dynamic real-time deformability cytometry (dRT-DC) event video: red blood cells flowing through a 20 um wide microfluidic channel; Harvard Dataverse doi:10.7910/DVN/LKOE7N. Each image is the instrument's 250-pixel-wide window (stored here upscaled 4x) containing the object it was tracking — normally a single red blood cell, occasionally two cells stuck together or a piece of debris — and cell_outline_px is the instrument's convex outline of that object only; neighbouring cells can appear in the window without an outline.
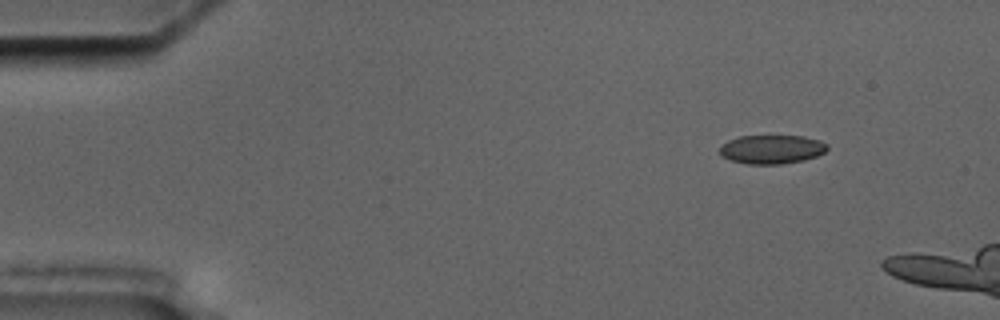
{"species": "common noctule bat (a hibernating species)", "species_latin": "Nyctalus noctula", "temperature_condition": "cold", "stored_images_in_passage": 3, "camera_frame_rate_fps": 3000, "um_per_image_px": 0.085, "animal": {"sex": "male", "body_mass_g": 17.5, "forearm_length_mm": 52.3}, "frame": {"image": 1, "passage_image": 1, "time_ms": 0.0, "image_size_px": [1000, 320], "cell_outline_px": [[828, 148], [824, 152], [816, 156], [804, 160], [780, 164], [748, 164], [732, 160], [720, 156], [720, 148], [728, 140], [740, 136], [804, 136], [820, 140], [828, 144]], "centroid_in_image_um": [65.62, 12.69], "position_along_channel_um": 19.4, "area_um2": 18.03}}